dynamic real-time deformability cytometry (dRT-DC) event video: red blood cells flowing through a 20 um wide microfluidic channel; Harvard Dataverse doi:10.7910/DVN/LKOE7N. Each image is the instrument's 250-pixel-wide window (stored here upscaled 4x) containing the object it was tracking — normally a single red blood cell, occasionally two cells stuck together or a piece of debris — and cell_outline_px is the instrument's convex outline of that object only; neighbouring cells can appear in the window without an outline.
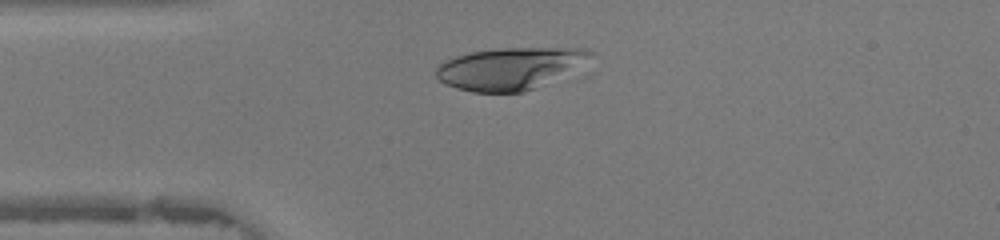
{"species": "human", "species_latin": "Homo sapiens", "temperature_condition": "warm", "stored_images_in_passage": 36, "camera_frame_rate_fps": 3000, "um_per_image_px": 0.085, "donor": {"sex": "female"}, "frame": {"image": 1, "passage_image": 9, "time_ms": 2.667, "image_size_px": [1000, 240], "cell_outline_px": [[592, 52], [536, 88], [524, 92], [472, 92], [456, 88], [440, 80], [436, 76], [436, 68], [444, 60], [456, 56], [472, 52], [504, 48], [584, 48]], "centroid_in_image_um": [43.11, 5.82], "position_along_channel_um": 41.9, "area_um2": 35.89}}
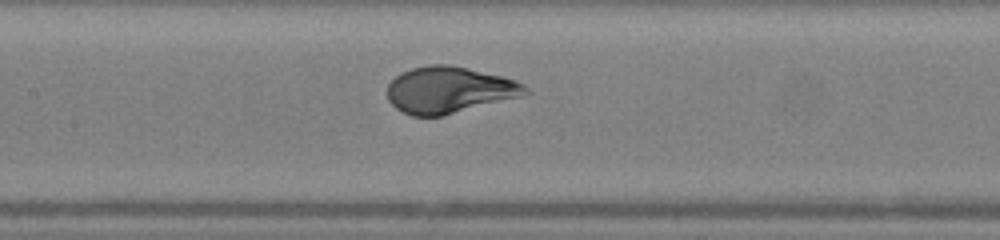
{"frame": {"image": 2, "passage_image": 19, "time_ms": 6.0, "image_size_px": [1000, 240], "cell_outline_px": [[532, 92], [520, 96], [440, 116], [412, 116], [396, 108], [388, 100], [388, 84], [400, 72], [412, 68], [428, 64], [448, 64], [500, 76], [516, 80], [524, 84]], "centroid_in_image_um": [38.15, 7.63], "position_along_channel_um": 169.2, "area_um2": 36.99}}
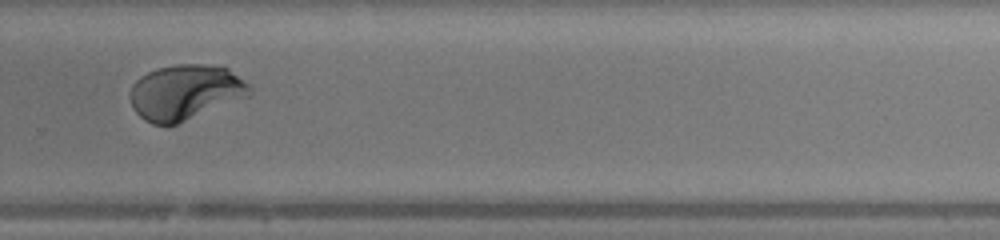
{"frame": {"image": 3, "passage_image": 29, "time_ms": 9.333, "image_size_px": [1000, 240], "cell_outline_px": [[252, 96], [176, 124], [152, 124], [144, 120], [136, 112], [132, 104], [132, 84], [140, 76], [156, 68], [176, 64], [220, 64], [228, 68], [244, 80], [252, 88]], "centroid_in_image_um": [15.82, 7.82], "position_along_channel_um": 314.0, "area_um2": 38.73}, "authors_computed_cell_mechanics": {"area_um2": 37.9168, "velocity_mm_per_s": 4.3565, "shape_relaxation_time_tau1_ms": 4.1104, "shape_relaxation_time_tau2_ms": null, "deformation_change_tau1": 0.2315, "deformation_change_tau2": null}}